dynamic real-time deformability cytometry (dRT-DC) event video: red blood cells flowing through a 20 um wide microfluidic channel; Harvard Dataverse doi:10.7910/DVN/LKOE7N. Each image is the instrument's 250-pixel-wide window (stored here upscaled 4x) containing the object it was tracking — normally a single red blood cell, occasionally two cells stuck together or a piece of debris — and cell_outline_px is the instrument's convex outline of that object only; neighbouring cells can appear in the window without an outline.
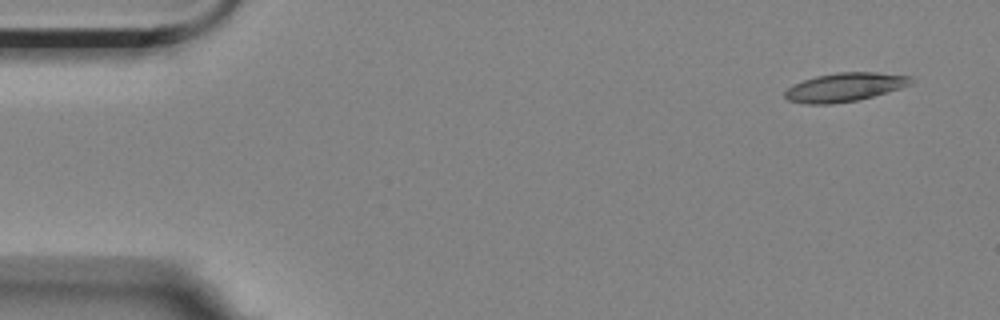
{"species": "Egyptian fruit bat (a non-hibernating species)", "species_latin": "Rousettus aegyptiacus", "temperature_condition": "room temperature", "stored_images_in_passage": 5, "camera_frame_rate_fps": 3000, "um_per_image_px": 0.085, "animal": {"sex": "female"}, "frame": {"image": 1, "passage_image": 1, "time_ms": 0.0, "image_size_px": [1000, 320], "cell_outline_px": [[916, 80], [912, 84], [900, 88], [872, 96], [856, 100], [832, 104], [804, 104], [788, 100], [784, 96], [784, 92], [792, 84], [816, 76], [836, 72], [876, 72], [912, 76]], "centroid_in_image_um": [71.81, 7.4], "position_along_channel_um": 13.2, "area_um2": 21.15}}
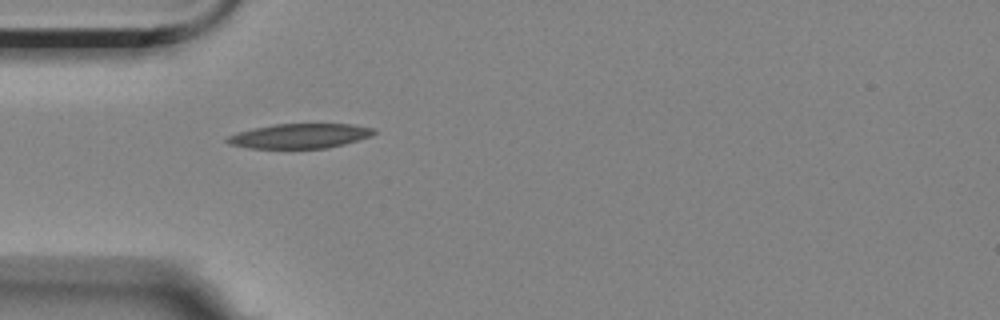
{"frame": {"image": 2, "passage_image": 4, "time_ms": 4.333, "image_size_px": [1000, 320], "cell_outline_px": [[376, 132], [372, 136], [344, 144], [324, 148], [248, 148], [228, 144], [224, 140], [228, 136], [236, 132], [252, 128], [276, 124], [352, 124], [376, 128]], "centroid_in_image_um": [25.47, 11.55], "position_along_channel_um": 59.5, "area_um2": 21.21}}
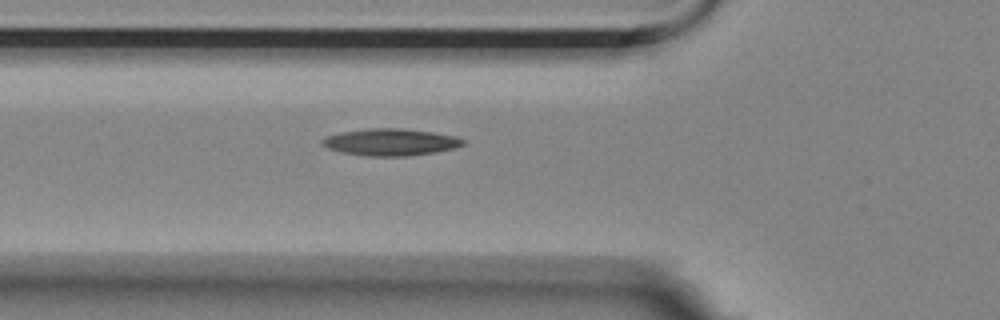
{"frame": {"image": 3, "passage_image": 5, "time_ms": 5.333, "image_size_px": [1000, 320], "cell_outline_px": [[468, 140], [464, 144], [456, 148], [436, 152], [408, 156], [368, 156], [340, 152], [328, 148], [320, 144], [320, 140], [324, 136], [340, 132], [368, 128], [404, 128], [432, 132], [456, 136]], "centroid_in_image_um": [33.19, 12.07], "position_along_channel_um": 92.6, "area_um2": 22.48}}